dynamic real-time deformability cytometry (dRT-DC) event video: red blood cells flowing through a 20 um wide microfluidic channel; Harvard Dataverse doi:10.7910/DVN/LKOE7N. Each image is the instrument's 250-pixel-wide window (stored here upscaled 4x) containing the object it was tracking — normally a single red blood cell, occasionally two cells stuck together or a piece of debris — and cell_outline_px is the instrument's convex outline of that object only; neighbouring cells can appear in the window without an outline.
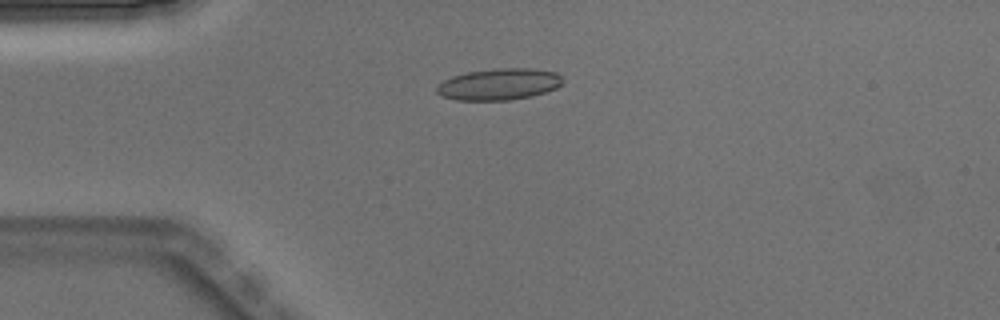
{"species": "Egyptian fruit bat (a non-hibernating species)", "species_latin": "Rousettus aegyptiacus", "temperature_condition": "warm", "stored_images_in_passage": 3, "camera_frame_rate_fps": 3000, "um_per_image_px": 0.085, "animal": {"sex": "male"}, "frame": {"image": 1, "passage_image": 1, "time_ms": 0.0, "image_size_px": [1000, 320], "cell_outline_px": [[564, 80], [556, 88], [532, 96], [508, 100], [456, 100], [440, 96], [436, 92], [436, 88], [444, 80], [452, 76], [468, 72], [500, 68], [528, 68], [556, 72]], "centroid_in_image_um": [42.4, 7.16], "position_along_channel_um": 42.6, "area_um2": 23.0}}
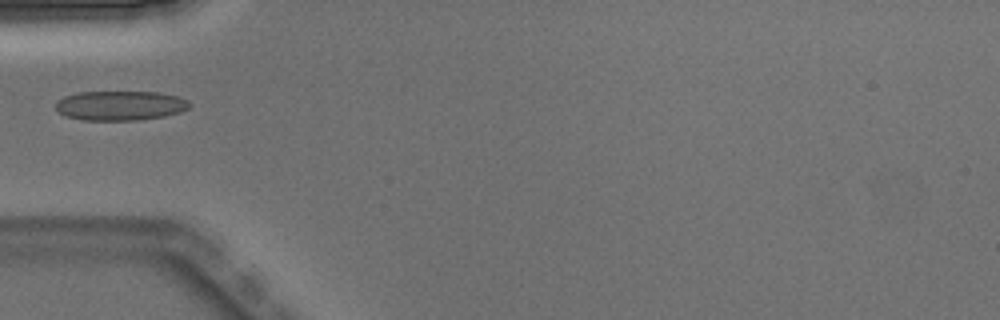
{"frame": {"image": 2, "passage_image": 2, "time_ms": 0.333, "image_size_px": [1000, 320], "cell_outline_px": [[192, 104], [188, 108], [180, 112], [164, 116], [140, 120], [80, 120], [64, 116], [56, 108], [56, 104], [64, 96], [80, 92], [160, 92], [180, 96], [188, 100]], "centroid_in_image_um": [10.26, 8.97], "position_along_channel_um": 74.7, "area_um2": 23.18}}